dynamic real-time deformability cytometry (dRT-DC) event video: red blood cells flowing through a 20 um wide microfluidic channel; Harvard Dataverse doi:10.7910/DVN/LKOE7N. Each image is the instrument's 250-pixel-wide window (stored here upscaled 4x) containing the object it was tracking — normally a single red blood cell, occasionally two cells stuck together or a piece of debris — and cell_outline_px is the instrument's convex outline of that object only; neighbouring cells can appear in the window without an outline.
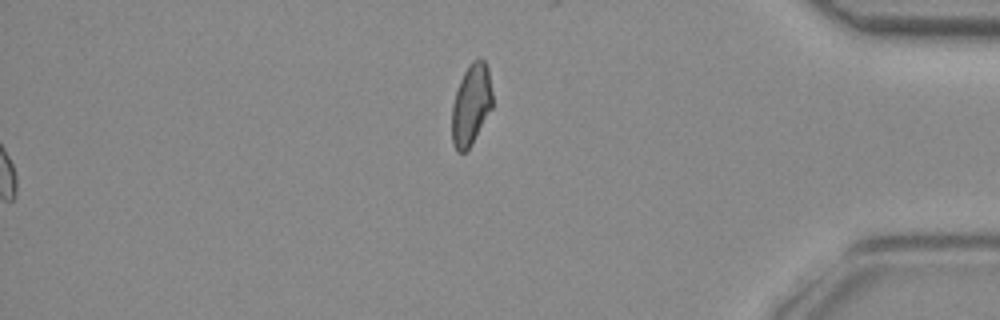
{"species": "common noctule bat (a hibernating species)", "species_latin": "Nyctalus noctula", "temperature_condition": "room temperature", "stored_images_in_passage": 51, "segment_of_instrument_passage": [2, 2], "camera_frame_rate_fps": 3000, "um_per_image_px": 0.085, "animal": {"sex": "female", "body_mass_g": 29.2, "forearm_length_mm": 56.3}, "frame": {"image": 1, "passage_image": 51, "time_ms": 16.667, "image_size_px": [1000, 320], "cell_outline_px": [[492, 108], [472, 144], [464, 152], [456, 152], [452, 144], [452, 108], [456, 92], [460, 80], [464, 72], [472, 60], [480, 56], [484, 60], [488, 68], [492, 92]], "centroid_in_image_um": [40.05, 8.89], "position_along_channel_um": 395.2, "area_um2": 19.25}}